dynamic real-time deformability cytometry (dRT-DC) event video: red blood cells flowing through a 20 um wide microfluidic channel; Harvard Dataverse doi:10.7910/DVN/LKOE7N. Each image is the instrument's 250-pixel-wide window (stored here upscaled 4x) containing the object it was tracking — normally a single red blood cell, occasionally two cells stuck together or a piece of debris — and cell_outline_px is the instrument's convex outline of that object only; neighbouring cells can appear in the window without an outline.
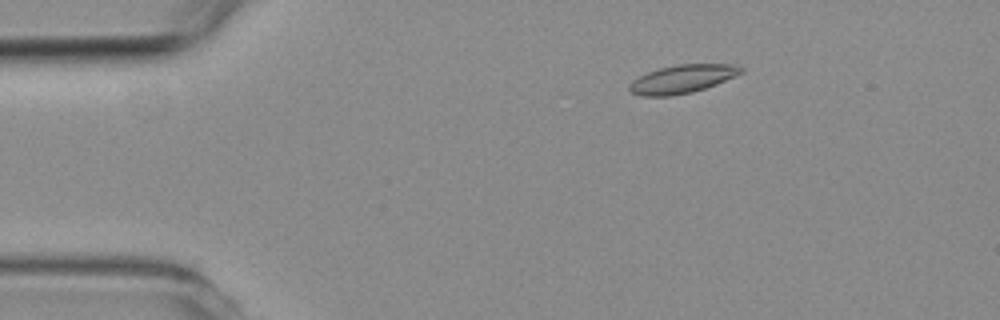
{"species": "common noctule bat (a hibernating species)", "species_latin": "Nyctalus noctula", "temperature_condition": "room temperature", "stored_images_in_passage": 3, "camera_frame_rate_fps": 3000, "um_per_image_px": 0.085, "animal": {"sex": "female", "body_mass_g": 19.3, "forearm_length_mm": 54.1}, "frame": {"image": 1, "passage_image": 1, "time_ms": 0.0, "image_size_px": [1000, 320], "cell_outline_px": [[744, 72], [716, 84], [692, 92], [668, 96], [640, 96], [628, 92], [628, 84], [632, 80], [648, 72], [660, 68], [680, 64], [732, 64], [744, 68]], "centroid_in_image_um": [57.96, 6.72], "position_along_channel_um": 27.0, "area_um2": 18.38}}
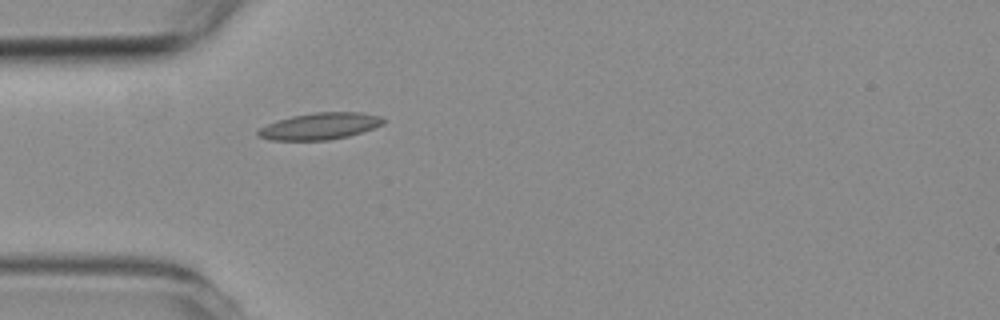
{"frame": {"image": 2, "passage_image": 3, "time_ms": 2.333, "image_size_px": [1000, 320], "cell_outline_px": [[388, 120], [384, 124], [348, 136], [328, 140], [268, 140], [256, 136], [256, 132], [260, 128], [268, 124], [292, 116], [316, 112], [360, 112], [380, 116]], "centroid_in_image_um": [27.2, 10.72], "position_along_channel_um": 57.8, "area_um2": 19.42}}